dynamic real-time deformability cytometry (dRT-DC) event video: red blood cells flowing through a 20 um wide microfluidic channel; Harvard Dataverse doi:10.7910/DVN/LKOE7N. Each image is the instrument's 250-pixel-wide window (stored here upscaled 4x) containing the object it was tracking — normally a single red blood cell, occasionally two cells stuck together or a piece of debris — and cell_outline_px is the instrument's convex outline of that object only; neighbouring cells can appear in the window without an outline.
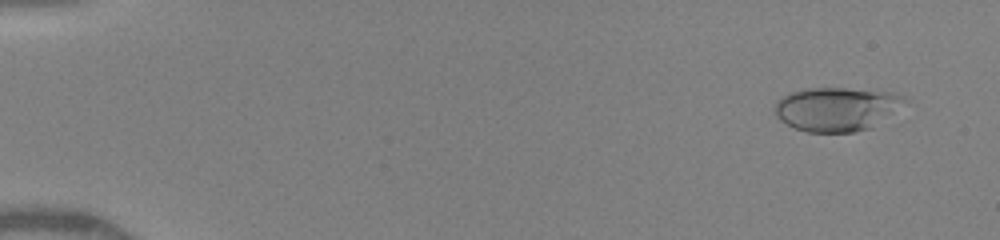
{"species": "human", "species_latin": "Homo sapiens", "temperature_condition": "warm", "stored_images_in_passage": 47, "camera_frame_rate_fps": 3000, "um_per_image_px": 0.085, "donor": {"sex": "female"}, "frame": {"image": 1, "passage_image": 1, "time_ms": 0.0, "image_size_px": [1000, 240], "cell_outline_px": [[912, 100], [872, 128], [856, 132], [808, 132], [796, 128], [780, 120], [776, 116], [776, 100], [792, 92], [808, 88], [844, 88], [892, 92], [904, 96]], "centroid_in_image_um": [71.19, 9.26], "position_along_channel_um": 13.8, "area_um2": 33.35}}
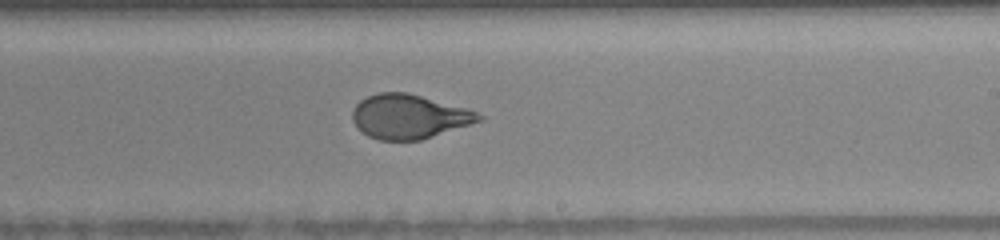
{"frame": {"image": 2, "passage_image": 27, "time_ms": 9.0, "image_size_px": [1000, 240], "cell_outline_px": [[484, 120], [420, 140], [380, 140], [368, 136], [352, 120], [352, 112], [356, 104], [360, 100], [376, 92], [408, 92], [464, 108], [476, 112], [484, 116]], "centroid_in_image_um": [34.76, 9.9], "position_along_channel_um": 254.2, "area_um2": 32.31}}
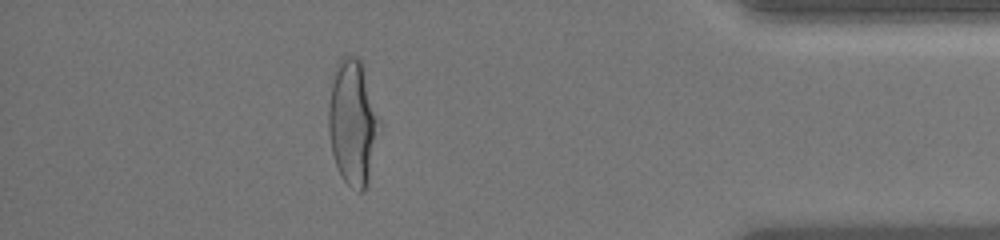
{"frame": {"image": 3, "passage_image": 43, "time_ms": 13.333, "image_size_px": [1000, 240], "cell_outline_px": [[380, 124], [368, 180], [364, 192], [360, 192], [352, 188], [344, 180], [336, 164], [332, 152], [328, 132], [328, 108], [332, 84], [340, 56], [356, 56], [360, 60], [380, 120]], "centroid_in_image_um": [29.97, 10.43], "position_along_channel_um": 405.2, "area_um2": 36.36}, "authors_computed_cell_mechanics": {"area_um2": 33.0616, "velocity_mm_per_s": 4.2395, "shape_relaxation_time_tau1_ms": 5.6246, "shape_relaxation_time_tau2_ms": null, "deformation_change_tau1": 0.2317, "deformation_change_tau2": null}}